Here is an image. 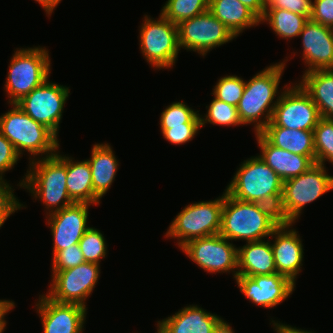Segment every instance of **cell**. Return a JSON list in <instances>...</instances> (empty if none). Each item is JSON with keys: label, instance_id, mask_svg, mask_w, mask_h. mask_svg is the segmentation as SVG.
<instances>
[{"label": "cell", "instance_id": "cell-33", "mask_svg": "<svg viewBox=\"0 0 333 333\" xmlns=\"http://www.w3.org/2000/svg\"><path fill=\"white\" fill-rule=\"evenodd\" d=\"M85 262L100 264L101 259L107 254V243L103 234L96 228L90 227L86 230L78 243Z\"/></svg>", "mask_w": 333, "mask_h": 333}, {"label": "cell", "instance_id": "cell-40", "mask_svg": "<svg viewBox=\"0 0 333 333\" xmlns=\"http://www.w3.org/2000/svg\"><path fill=\"white\" fill-rule=\"evenodd\" d=\"M201 126H177L166 129L162 135L171 144L180 145L191 141Z\"/></svg>", "mask_w": 333, "mask_h": 333}, {"label": "cell", "instance_id": "cell-32", "mask_svg": "<svg viewBox=\"0 0 333 333\" xmlns=\"http://www.w3.org/2000/svg\"><path fill=\"white\" fill-rule=\"evenodd\" d=\"M208 111L204 117H200L201 127L206 123L213 125H223V126H239L241 125V120L239 118L237 107L227 104L219 99H214L211 101Z\"/></svg>", "mask_w": 333, "mask_h": 333}, {"label": "cell", "instance_id": "cell-16", "mask_svg": "<svg viewBox=\"0 0 333 333\" xmlns=\"http://www.w3.org/2000/svg\"><path fill=\"white\" fill-rule=\"evenodd\" d=\"M91 204L73 203L62 210L47 214L53 236V256L61 250L78 244L86 230L88 209Z\"/></svg>", "mask_w": 333, "mask_h": 333}, {"label": "cell", "instance_id": "cell-42", "mask_svg": "<svg viewBox=\"0 0 333 333\" xmlns=\"http://www.w3.org/2000/svg\"><path fill=\"white\" fill-rule=\"evenodd\" d=\"M273 326L277 333H314L312 331H305L302 329H297L296 327H291L290 325L281 324L272 320Z\"/></svg>", "mask_w": 333, "mask_h": 333}, {"label": "cell", "instance_id": "cell-38", "mask_svg": "<svg viewBox=\"0 0 333 333\" xmlns=\"http://www.w3.org/2000/svg\"><path fill=\"white\" fill-rule=\"evenodd\" d=\"M265 9H285L310 19L312 0H266Z\"/></svg>", "mask_w": 333, "mask_h": 333}, {"label": "cell", "instance_id": "cell-8", "mask_svg": "<svg viewBox=\"0 0 333 333\" xmlns=\"http://www.w3.org/2000/svg\"><path fill=\"white\" fill-rule=\"evenodd\" d=\"M223 205L224 192L213 201L188 204L170 224L166 238H177L181 248L192 239L219 234Z\"/></svg>", "mask_w": 333, "mask_h": 333}, {"label": "cell", "instance_id": "cell-37", "mask_svg": "<svg viewBox=\"0 0 333 333\" xmlns=\"http://www.w3.org/2000/svg\"><path fill=\"white\" fill-rule=\"evenodd\" d=\"M12 186L0 184V228L15 211L24 207L15 197Z\"/></svg>", "mask_w": 333, "mask_h": 333}, {"label": "cell", "instance_id": "cell-15", "mask_svg": "<svg viewBox=\"0 0 333 333\" xmlns=\"http://www.w3.org/2000/svg\"><path fill=\"white\" fill-rule=\"evenodd\" d=\"M236 283L240 292L255 305L274 308L290 297L295 284L286 276L271 275L243 276L237 275Z\"/></svg>", "mask_w": 333, "mask_h": 333}, {"label": "cell", "instance_id": "cell-14", "mask_svg": "<svg viewBox=\"0 0 333 333\" xmlns=\"http://www.w3.org/2000/svg\"><path fill=\"white\" fill-rule=\"evenodd\" d=\"M100 265L85 262L73 268L52 273L48 298L58 303L79 304L86 307V300L92 294L98 278Z\"/></svg>", "mask_w": 333, "mask_h": 333}, {"label": "cell", "instance_id": "cell-6", "mask_svg": "<svg viewBox=\"0 0 333 333\" xmlns=\"http://www.w3.org/2000/svg\"><path fill=\"white\" fill-rule=\"evenodd\" d=\"M333 190V176L326 172L325 165L315 163L299 176L283 181V191L278 206L281 223H295L304 206Z\"/></svg>", "mask_w": 333, "mask_h": 333}, {"label": "cell", "instance_id": "cell-12", "mask_svg": "<svg viewBox=\"0 0 333 333\" xmlns=\"http://www.w3.org/2000/svg\"><path fill=\"white\" fill-rule=\"evenodd\" d=\"M69 93V87L49 82L48 78L15 104L33 120L46 126L57 136Z\"/></svg>", "mask_w": 333, "mask_h": 333}, {"label": "cell", "instance_id": "cell-25", "mask_svg": "<svg viewBox=\"0 0 333 333\" xmlns=\"http://www.w3.org/2000/svg\"><path fill=\"white\" fill-rule=\"evenodd\" d=\"M66 156L67 191L74 203L100 204V197L94 192L92 174L87 160L74 161Z\"/></svg>", "mask_w": 333, "mask_h": 333}, {"label": "cell", "instance_id": "cell-9", "mask_svg": "<svg viewBox=\"0 0 333 333\" xmlns=\"http://www.w3.org/2000/svg\"><path fill=\"white\" fill-rule=\"evenodd\" d=\"M140 28V49L151 67L171 68L180 51L178 26L161 13L157 20L145 15Z\"/></svg>", "mask_w": 333, "mask_h": 333}, {"label": "cell", "instance_id": "cell-2", "mask_svg": "<svg viewBox=\"0 0 333 333\" xmlns=\"http://www.w3.org/2000/svg\"><path fill=\"white\" fill-rule=\"evenodd\" d=\"M284 62L270 65L245 82L237 110L243 125L255 122V133H260L272 119L274 108L280 96L278 86L286 67Z\"/></svg>", "mask_w": 333, "mask_h": 333}, {"label": "cell", "instance_id": "cell-17", "mask_svg": "<svg viewBox=\"0 0 333 333\" xmlns=\"http://www.w3.org/2000/svg\"><path fill=\"white\" fill-rule=\"evenodd\" d=\"M35 307L41 317L43 333H82L87 308L79 304L58 303L39 295Z\"/></svg>", "mask_w": 333, "mask_h": 333}, {"label": "cell", "instance_id": "cell-35", "mask_svg": "<svg viewBox=\"0 0 333 333\" xmlns=\"http://www.w3.org/2000/svg\"><path fill=\"white\" fill-rule=\"evenodd\" d=\"M52 273L67 270L85 263L83 254L78 244L72 245L64 250L58 251L52 258Z\"/></svg>", "mask_w": 333, "mask_h": 333}, {"label": "cell", "instance_id": "cell-36", "mask_svg": "<svg viewBox=\"0 0 333 333\" xmlns=\"http://www.w3.org/2000/svg\"><path fill=\"white\" fill-rule=\"evenodd\" d=\"M21 158L16 152L13 144L0 133V184L10 186L3 178V173L11 170Z\"/></svg>", "mask_w": 333, "mask_h": 333}, {"label": "cell", "instance_id": "cell-10", "mask_svg": "<svg viewBox=\"0 0 333 333\" xmlns=\"http://www.w3.org/2000/svg\"><path fill=\"white\" fill-rule=\"evenodd\" d=\"M284 86L272 119L266 126L314 131L321 118L317 106L299 83L294 86Z\"/></svg>", "mask_w": 333, "mask_h": 333}, {"label": "cell", "instance_id": "cell-45", "mask_svg": "<svg viewBox=\"0 0 333 333\" xmlns=\"http://www.w3.org/2000/svg\"><path fill=\"white\" fill-rule=\"evenodd\" d=\"M213 333H235L231 328L230 324H228L223 319H219L214 325Z\"/></svg>", "mask_w": 333, "mask_h": 333}, {"label": "cell", "instance_id": "cell-18", "mask_svg": "<svg viewBox=\"0 0 333 333\" xmlns=\"http://www.w3.org/2000/svg\"><path fill=\"white\" fill-rule=\"evenodd\" d=\"M293 223H281L272 233L271 243L278 274L289 278L294 284L303 265V245L298 232L290 229Z\"/></svg>", "mask_w": 333, "mask_h": 333}, {"label": "cell", "instance_id": "cell-7", "mask_svg": "<svg viewBox=\"0 0 333 333\" xmlns=\"http://www.w3.org/2000/svg\"><path fill=\"white\" fill-rule=\"evenodd\" d=\"M49 52L45 47L20 48L10 61L5 91L10 105L17 103L33 89L43 84L50 75Z\"/></svg>", "mask_w": 333, "mask_h": 333}, {"label": "cell", "instance_id": "cell-34", "mask_svg": "<svg viewBox=\"0 0 333 333\" xmlns=\"http://www.w3.org/2000/svg\"><path fill=\"white\" fill-rule=\"evenodd\" d=\"M245 88L244 79L236 75L221 77L213 89V95L227 104L237 107Z\"/></svg>", "mask_w": 333, "mask_h": 333}, {"label": "cell", "instance_id": "cell-28", "mask_svg": "<svg viewBox=\"0 0 333 333\" xmlns=\"http://www.w3.org/2000/svg\"><path fill=\"white\" fill-rule=\"evenodd\" d=\"M309 19L285 9H265L260 23L268 22L272 30L280 38L299 37L305 23Z\"/></svg>", "mask_w": 333, "mask_h": 333}, {"label": "cell", "instance_id": "cell-21", "mask_svg": "<svg viewBox=\"0 0 333 333\" xmlns=\"http://www.w3.org/2000/svg\"><path fill=\"white\" fill-rule=\"evenodd\" d=\"M220 318L197 305H190L158 321L157 330L159 333H213Z\"/></svg>", "mask_w": 333, "mask_h": 333}, {"label": "cell", "instance_id": "cell-44", "mask_svg": "<svg viewBox=\"0 0 333 333\" xmlns=\"http://www.w3.org/2000/svg\"><path fill=\"white\" fill-rule=\"evenodd\" d=\"M35 1L38 2L41 5V7H43L48 16L51 15L53 10L61 2V0H35Z\"/></svg>", "mask_w": 333, "mask_h": 333}, {"label": "cell", "instance_id": "cell-41", "mask_svg": "<svg viewBox=\"0 0 333 333\" xmlns=\"http://www.w3.org/2000/svg\"><path fill=\"white\" fill-rule=\"evenodd\" d=\"M249 10H251L259 19L264 15L266 0H239Z\"/></svg>", "mask_w": 333, "mask_h": 333}, {"label": "cell", "instance_id": "cell-30", "mask_svg": "<svg viewBox=\"0 0 333 333\" xmlns=\"http://www.w3.org/2000/svg\"><path fill=\"white\" fill-rule=\"evenodd\" d=\"M209 9V0H168L161 14L174 24L195 17Z\"/></svg>", "mask_w": 333, "mask_h": 333}, {"label": "cell", "instance_id": "cell-19", "mask_svg": "<svg viewBox=\"0 0 333 333\" xmlns=\"http://www.w3.org/2000/svg\"><path fill=\"white\" fill-rule=\"evenodd\" d=\"M299 36L302 37V57L308 67L305 72L333 69V28L309 19Z\"/></svg>", "mask_w": 333, "mask_h": 333}, {"label": "cell", "instance_id": "cell-24", "mask_svg": "<svg viewBox=\"0 0 333 333\" xmlns=\"http://www.w3.org/2000/svg\"><path fill=\"white\" fill-rule=\"evenodd\" d=\"M94 192L102 198L111 187L118 168V161L108 143L94 144L91 158L87 159Z\"/></svg>", "mask_w": 333, "mask_h": 333}, {"label": "cell", "instance_id": "cell-13", "mask_svg": "<svg viewBox=\"0 0 333 333\" xmlns=\"http://www.w3.org/2000/svg\"><path fill=\"white\" fill-rule=\"evenodd\" d=\"M201 269L210 273L233 272L236 279L238 271V247L220 234L188 241L180 248Z\"/></svg>", "mask_w": 333, "mask_h": 333}, {"label": "cell", "instance_id": "cell-31", "mask_svg": "<svg viewBox=\"0 0 333 333\" xmlns=\"http://www.w3.org/2000/svg\"><path fill=\"white\" fill-rule=\"evenodd\" d=\"M313 132L316 163L333 164V119L320 118Z\"/></svg>", "mask_w": 333, "mask_h": 333}, {"label": "cell", "instance_id": "cell-22", "mask_svg": "<svg viewBox=\"0 0 333 333\" xmlns=\"http://www.w3.org/2000/svg\"><path fill=\"white\" fill-rule=\"evenodd\" d=\"M238 274L243 276L271 275L277 273L271 242H247L238 248Z\"/></svg>", "mask_w": 333, "mask_h": 333}, {"label": "cell", "instance_id": "cell-23", "mask_svg": "<svg viewBox=\"0 0 333 333\" xmlns=\"http://www.w3.org/2000/svg\"><path fill=\"white\" fill-rule=\"evenodd\" d=\"M299 84L317 106L320 117L333 119V69L304 72Z\"/></svg>", "mask_w": 333, "mask_h": 333}, {"label": "cell", "instance_id": "cell-11", "mask_svg": "<svg viewBox=\"0 0 333 333\" xmlns=\"http://www.w3.org/2000/svg\"><path fill=\"white\" fill-rule=\"evenodd\" d=\"M177 26L180 48L202 56L236 38L209 10L181 21Z\"/></svg>", "mask_w": 333, "mask_h": 333}, {"label": "cell", "instance_id": "cell-5", "mask_svg": "<svg viewBox=\"0 0 333 333\" xmlns=\"http://www.w3.org/2000/svg\"><path fill=\"white\" fill-rule=\"evenodd\" d=\"M0 116V133L9 140L20 157L29 152L35 160L37 155L50 157L59 149L58 137L46 126L33 120L16 104Z\"/></svg>", "mask_w": 333, "mask_h": 333}, {"label": "cell", "instance_id": "cell-3", "mask_svg": "<svg viewBox=\"0 0 333 333\" xmlns=\"http://www.w3.org/2000/svg\"><path fill=\"white\" fill-rule=\"evenodd\" d=\"M25 177L19 186L32 193L35 199L39 197L49 213L62 210L73 204L67 191L66 155L58 152L50 157H38L29 162Z\"/></svg>", "mask_w": 333, "mask_h": 333}, {"label": "cell", "instance_id": "cell-4", "mask_svg": "<svg viewBox=\"0 0 333 333\" xmlns=\"http://www.w3.org/2000/svg\"><path fill=\"white\" fill-rule=\"evenodd\" d=\"M225 191L237 200L278 210L283 180L258 155L244 160Z\"/></svg>", "mask_w": 333, "mask_h": 333}, {"label": "cell", "instance_id": "cell-1", "mask_svg": "<svg viewBox=\"0 0 333 333\" xmlns=\"http://www.w3.org/2000/svg\"><path fill=\"white\" fill-rule=\"evenodd\" d=\"M281 224L277 210L260 203L244 202L224 192L219 234L231 240L253 242L272 235Z\"/></svg>", "mask_w": 333, "mask_h": 333}, {"label": "cell", "instance_id": "cell-26", "mask_svg": "<svg viewBox=\"0 0 333 333\" xmlns=\"http://www.w3.org/2000/svg\"><path fill=\"white\" fill-rule=\"evenodd\" d=\"M260 134L277 148L298 155L315 156L313 131L266 126Z\"/></svg>", "mask_w": 333, "mask_h": 333}, {"label": "cell", "instance_id": "cell-43", "mask_svg": "<svg viewBox=\"0 0 333 333\" xmlns=\"http://www.w3.org/2000/svg\"><path fill=\"white\" fill-rule=\"evenodd\" d=\"M15 307V303L9 300H0V326H6L5 315Z\"/></svg>", "mask_w": 333, "mask_h": 333}, {"label": "cell", "instance_id": "cell-20", "mask_svg": "<svg viewBox=\"0 0 333 333\" xmlns=\"http://www.w3.org/2000/svg\"><path fill=\"white\" fill-rule=\"evenodd\" d=\"M261 154L259 157L283 180L299 176L316 163V156L294 154L270 144L260 133H255Z\"/></svg>", "mask_w": 333, "mask_h": 333}, {"label": "cell", "instance_id": "cell-39", "mask_svg": "<svg viewBox=\"0 0 333 333\" xmlns=\"http://www.w3.org/2000/svg\"><path fill=\"white\" fill-rule=\"evenodd\" d=\"M310 19L333 28V0H314Z\"/></svg>", "mask_w": 333, "mask_h": 333}, {"label": "cell", "instance_id": "cell-46", "mask_svg": "<svg viewBox=\"0 0 333 333\" xmlns=\"http://www.w3.org/2000/svg\"><path fill=\"white\" fill-rule=\"evenodd\" d=\"M5 327H6V326H0V333H3V332H4Z\"/></svg>", "mask_w": 333, "mask_h": 333}, {"label": "cell", "instance_id": "cell-27", "mask_svg": "<svg viewBox=\"0 0 333 333\" xmlns=\"http://www.w3.org/2000/svg\"><path fill=\"white\" fill-rule=\"evenodd\" d=\"M208 10L236 37L246 28L260 23V19L239 0H209Z\"/></svg>", "mask_w": 333, "mask_h": 333}, {"label": "cell", "instance_id": "cell-29", "mask_svg": "<svg viewBox=\"0 0 333 333\" xmlns=\"http://www.w3.org/2000/svg\"><path fill=\"white\" fill-rule=\"evenodd\" d=\"M199 111H194L184 102H173L161 113V133L177 126H201Z\"/></svg>", "mask_w": 333, "mask_h": 333}]
</instances>
